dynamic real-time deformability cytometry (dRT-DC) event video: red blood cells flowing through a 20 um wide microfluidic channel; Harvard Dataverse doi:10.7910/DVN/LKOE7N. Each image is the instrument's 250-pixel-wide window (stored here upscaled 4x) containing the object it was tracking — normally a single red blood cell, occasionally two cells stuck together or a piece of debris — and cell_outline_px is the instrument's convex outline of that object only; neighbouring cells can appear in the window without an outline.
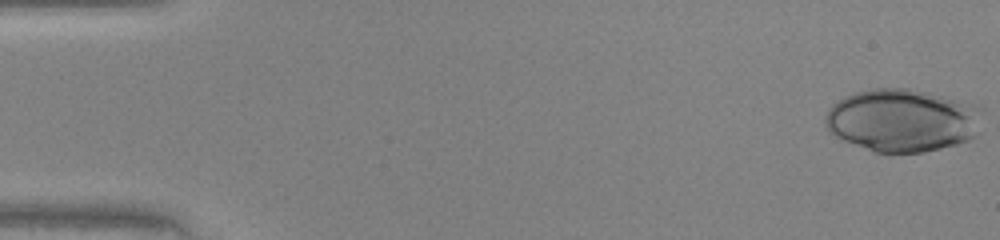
{"species": "human", "species_latin": "Homo sapiens", "temperature_condition": "warm", "stored_images_in_passage": 47, "camera_frame_rate_fps": 3000, "um_per_image_px": 0.085, "donor": {"sex": "female"}, "frame": {"image": 1, "passage_image": 1, "time_ms": 0.0, "image_size_px": [1000, 240], "cell_outline_px": [[984, 108], [980, 132], [976, 136], [968, 140], [956, 144], [924, 152], [872, 152], [844, 140], [828, 132], [824, 124], [824, 116], [828, 108], [832, 104], [844, 96], [852, 92], [872, 88], [908, 88], [928, 92], [976, 104]], "centroid_in_image_um": [76.72, 10.21], "position_along_channel_um": 8.3, "area_um2": 58.49}}
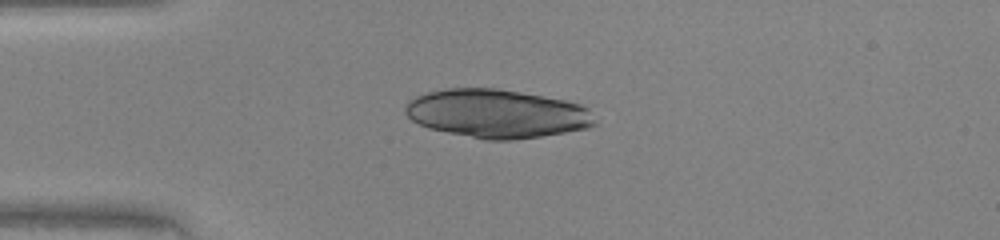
{"frame": {"image": 2, "passage_image": 12, "time_ms": 3.667, "image_size_px": [1000, 240], "cell_outline_px": [[596, 124], [588, 128], [540, 136], [512, 140], [484, 140], [428, 128], [412, 120], [404, 112], [404, 104], [408, 100], [416, 96], [428, 92], [448, 88], [496, 88], [520, 92], [564, 100], [580, 104], [588, 108]], "centroid_in_image_um": [42.19, 9.66], "position_along_channel_um": 42.8, "area_um2": 53.52}}